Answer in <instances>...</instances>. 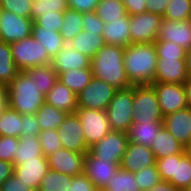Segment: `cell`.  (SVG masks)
Returning <instances> with one entry per match:
<instances>
[{
	"label": "cell",
	"mask_w": 191,
	"mask_h": 191,
	"mask_svg": "<svg viewBox=\"0 0 191 191\" xmlns=\"http://www.w3.org/2000/svg\"><path fill=\"white\" fill-rule=\"evenodd\" d=\"M157 53L154 43L134 44L125 47L124 68L131 85L154 83Z\"/></svg>",
	"instance_id": "6da1fadb"
},
{
	"label": "cell",
	"mask_w": 191,
	"mask_h": 191,
	"mask_svg": "<svg viewBox=\"0 0 191 191\" xmlns=\"http://www.w3.org/2000/svg\"><path fill=\"white\" fill-rule=\"evenodd\" d=\"M125 48L115 45H104L91 59L93 77L102 79L116 89L132 86L124 68Z\"/></svg>",
	"instance_id": "7a4b0ae2"
},
{
	"label": "cell",
	"mask_w": 191,
	"mask_h": 191,
	"mask_svg": "<svg viewBox=\"0 0 191 191\" xmlns=\"http://www.w3.org/2000/svg\"><path fill=\"white\" fill-rule=\"evenodd\" d=\"M5 89L7 105L22 115L35 114L45 102V96L25 71H19Z\"/></svg>",
	"instance_id": "3957f363"
},
{
	"label": "cell",
	"mask_w": 191,
	"mask_h": 191,
	"mask_svg": "<svg viewBox=\"0 0 191 191\" xmlns=\"http://www.w3.org/2000/svg\"><path fill=\"white\" fill-rule=\"evenodd\" d=\"M156 166L162 180L181 191L191 190V157L186 153L156 159Z\"/></svg>",
	"instance_id": "277c9868"
},
{
	"label": "cell",
	"mask_w": 191,
	"mask_h": 191,
	"mask_svg": "<svg viewBox=\"0 0 191 191\" xmlns=\"http://www.w3.org/2000/svg\"><path fill=\"white\" fill-rule=\"evenodd\" d=\"M106 112L111 131L127 133L133 123V85L117 89Z\"/></svg>",
	"instance_id": "5b68a950"
},
{
	"label": "cell",
	"mask_w": 191,
	"mask_h": 191,
	"mask_svg": "<svg viewBox=\"0 0 191 191\" xmlns=\"http://www.w3.org/2000/svg\"><path fill=\"white\" fill-rule=\"evenodd\" d=\"M133 123L163 122L157 95L151 85H133Z\"/></svg>",
	"instance_id": "8992f818"
},
{
	"label": "cell",
	"mask_w": 191,
	"mask_h": 191,
	"mask_svg": "<svg viewBox=\"0 0 191 191\" xmlns=\"http://www.w3.org/2000/svg\"><path fill=\"white\" fill-rule=\"evenodd\" d=\"M13 61L19 71L51 63L46 49L32 35L10 44Z\"/></svg>",
	"instance_id": "52a82bcc"
},
{
	"label": "cell",
	"mask_w": 191,
	"mask_h": 191,
	"mask_svg": "<svg viewBox=\"0 0 191 191\" xmlns=\"http://www.w3.org/2000/svg\"><path fill=\"white\" fill-rule=\"evenodd\" d=\"M129 143L125 132L110 131L100 141L89 148L87 155L120 165Z\"/></svg>",
	"instance_id": "ba28073f"
},
{
	"label": "cell",
	"mask_w": 191,
	"mask_h": 191,
	"mask_svg": "<svg viewBox=\"0 0 191 191\" xmlns=\"http://www.w3.org/2000/svg\"><path fill=\"white\" fill-rule=\"evenodd\" d=\"M75 113L83 126L89 148L111 131L106 110L77 108Z\"/></svg>",
	"instance_id": "9c48e42d"
},
{
	"label": "cell",
	"mask_w": 191,
	"mask_h": 191,
	"mask_svg": "<svg viewBox=\"0 0 191 191\" xmlns=\"http://www.w3.org/2000/svg\"><path fill=\"white\" fill-rule=\"evenodd\" d=\"M116 90L102 79L93 77L90 84L77 94V106L78 108L106 110Z\"/></svg>",
	"instance_id": "30bf717a"
},
{
	"label": "cell",
	"mask_w": 191,
	"mask_h": 191,
	"mask_svg": "<svg viewBox=\"0 0 191 191\" xmlns=\"http://www.w3.org/2000/svg\"><path fill=\"white\" fill-rule=\"evenodd\" d=\"M163 17L149 12L130 16L131 43H154L157 40Z\"/></svg>",
	"instance_id": "8fae6325"
},
{
	"label": "cell",
	"mask_w": 191,
	"mask_h": 191,
	"mask_svg": "<svg viewBox=\"0 0 191 191\" xmlns=\"http://www.w3.org/2000/svg\"><path fill=\"white\" fill-rule=\"evenodd\" d=\"M33 20L0 9L1 40L8 44L23 40L32 33Z\"/></svg>",
	"instance_id": "7c38bea8"
},
{
	"label": "cell",
	"mask_w": 191,
	"mask_h": 191,
	"mask_svg": "<svg viewBox=\"0 0 191 191\" xmlns=\"http://www.w3.org/2000/svg\"><path fill=\"white\" fill-rule=\"evenodd\" d=\"M163 116L188 107L183 84L152 83Z\"/></svg>",
	"instance_id": "4fadbf2b"
},
{
	"label": "cell",
	"mask_w": 191,
	"mask_h": 191,
	"mask_svg": "<svg viewBox=\"0 0 191 191\" xmlns=\"http://www.w3.org/2000/svg\"><path fill=\"white\" fill-rule=\"evenodd\" d=\"M63 148L85 155L89 151L84 129L76 113L67 114L64 122L57 129Z\"/></svg>",
	"instance_id": "5bb4252c"
},
{
	"label": "cell",
	"mask_w": 191,
	"mask_h": 191,
	"mask_svg": "<svg viewBox=\"0 0 191 191\" xmlns=\"http://www.w3.org/2000/svg\"><path fill=\"white\" fill-rule=\"evenodd\" d=\"M85 157L84 153L61 148L48 157L49 169L73 177L84 172Z\"/></svg>",
	"instance_id": "9a60e30c"
},
{
	"label": "cell",
	"mask_w": 191,
	"mask_h": 191,
	"mask_svg": "<svg viewBox=\"0 0 191 191\" xmlns=\"http://www.w3.org/2000/svg\"><path fill=\"white\" fill-rule=\"evenodd\" d=\"M156 41H170L188 51L191 49V19L175 21L163 18Z\"/></svg>",
	"instance_id": "2e32d148"
},
{
	"label": "cell",
	"mask_w": 191,
	"mask_h": 191,
	"mask_svg": "<svg viewBox=\"0 0 191 191\" xmlns=\"http://www.w3.org/2000/svg\"><path fill=\"white\" fill-rule=\"evenodd\" d=\"M120 165L115 162L105 161L86 154L84 162V174L94 184L97 190H103Z\"/></svg>",
	"instance_id": "e0dca14e"
},
{
	"label": "cell",
	"mask_w": 191,
	"mask_h": 191,
	"mask_svg": "<svg viewBox=\"0 0 191 191\" xmlns=\"http://www.w3.org/2000/svg\"><path fill=\"white\" fill-rule=\"evenodd\" d=\"M187 79L185 58H157L154 83L183 84Z\"/></svg>",
	"instance_id": "ac0fdd59"
},
{
	"label": "cell",
	"mask_w": 191,
	"mask_h": 191,
	"mask_svg": "<svg viewBox=\"0 0 191 191\" xmlns=\"http://www.w3.org/2000/svg\"><path fill=\"white\" fill-rule=\"evenodd\" d=\"M48 169V158L42 154L40 157H36V160L24 161L15 165L14 174L20 181L37 191Z\"/></svg>",
	"instance_id": "d6986e66"
},
{
	"label": "cell",
	"mask_w": 191,
	"mask_h": 191,
	"mask_svg": "<svg viewBox=\"0 0 191 191\" xmlns=\"http://www.w3.org/2000/svg\"><path fill=\"white\" fill-rule=\"evenodd\" d=\"M152 165H156V158L151 148L129 141L120 168L135 173Z\"/></svg>",
	"instance_id": "ffe728a7"
},
{
	"label": "cell",
	"mask_w": 191,
	"mask_h": 191,
	"mask_svg": "<svg viewBox=\"0 0 191 191\" xmlns=\"http://www.w3.org/2000/svg\"><path fill=\"white\" fill-rule=\"evenodd\" d=\"M163 125L184 146L191 141V108L186 107L163 118Z\"/></svg>",
	"instance_id": "44dd1931"
},
{
	"label": "cell",
	"mask_w": 191,
	"mask_h": 191,
	"mask_svg": "<svg viewBox=\"0 0 191 191\" xmlns=\"http://www.w3.org/2000/svg\"><path fill=\"white\" fill-rule=\"evenodd\" d=\"M51 65L58 74H61L68 70L91 69V59L66 44L51 60Z\"/></svg>",
	"instance_id": "7402d4cb"
},
{
	"label": "cell",
	"mask_w": 191,
	"mask_h": 191,
	"mask_svg": "<svg viewBox=\"0 0 191 191\" xmlns=\"http://www.w3.org/2000/svg\"><path fill=\"white\" fill-rule=\"evenodd\" d=\"M130 16L104 23V32L102 34L106 45H115L125 48L131 44L130 35Z\"/></svg>",
	"instance_id": "603a6c76"
},
{
	"label": "cell",
	"mask_w": 191,
	"mask_h": 191,
	"mask_svg": "<svg viewBox=\"0 0 191 191\" xmlns=\"http://www.w3.org/2000/svg\"><path fill=\"white\" fill-rule=\"evenodd\" d=\"M45 102L67 114L75 113L78 108L77 95L59 81L46 94Z\"/></svg>",
	"instance_id": "cb8c5ba5"
},
{
	"label": "cell",
	"mask_w": 191,
	"mask_h": 191,
	"mask_svg": "<svg viewBox=\"0 0 191 191\" xmlns=\"http://www.w3.org/2000/svg\"><path fill=\"white\" fill-rule=\"evenodd\" d=\"M150 148L156 159L185 153V146L182 145L164 126L157 133Z\"/></svg>",
	"instance_id": "d4e9b609"
},
{
	"label": "cell",
	"mask_w": 191,
	"mask_h": 191,
	"mask_svg": "<svg viewBox=\"0 0 191 191\" xmlns=\"http://www.w3.org/2000/svg\"><path fill=\"white\" fill-rule=\"evenodd\" d=\"M68 44L78 52L92 59L106 45L102 34L82 30Z\"/></svg>",
	"instance_id": "484cf974"
},
{
	"label": "cell",
	"mask_w": 191,
	"mask_h": 191,
	"mask_svg": "<svg viewBox=\"0 0 191 191\" xmlns=\"http://www.w3.org/2000/svg\"><path fill=\"white\" fill-rule=\"evenodd\" d=\"M163 126V122L132 123L127 132L128 139L130 142L150 148Z\"/></svg>",
	"instance_id": "4316f807"
},
{
	"label": "cell",
	"mask_w": 191,
	"mask_h": 191,
	"mask_svg": "<svg viewBox=\"0 0 191 191\" xmlns=\"http://www.w3.org/2000/svg\"><path fill=\"white\" fill-rule=\"evenodd\" d=\"M31 35L46 49L47 54L53 59L67 44L56 29H44L33 22Z\"/></svg>",
	"instance_id": "83f0119b"
},
{
	"label": "cell",
	"mask_w": 191,
	"mask_h": 191,
	"mask_svg": "<svg viewBox=\"0 0 191 191\" xmlns=\"http://www.w3.org/2000/svg\"><path fill=\"white\" fill-rule=\"evenodd\" d=\"M32 81H35L39 92L44 96L58 81V73L53 69L51 63L47 65L35 66L25 71Z\"/></svg>",
	"instance_id": "f1b7e54d"
},
{
	"label": "cell",
	"mask_w": 191,
	"mask_h": 191,
	"mask_svg": "<svg viewBox=\"0 0 191 191\" xmlns=\"http://www.w3.org/2000/svg\"><path fill=\"white\" fill-rule=\"evenodd\" d=\"M19 72L11 53L10 44L0 42V87L6 88Z\"/></svg>",
	"instance_id": "f546056e"
},
{
	"label": "cell",
	"mask_w": 191,
	"mask_h": 191,
	"mask_svg": "<svg viewBox=\"0 0 191 191\" xmlns=\"http://www.w3.org/2000/svg\"><path fill=\"white\" fill-rule=\"evenodd\" d=\"M92 79L93 73L91 69L85 68L68 70L64 73L58 74V81L66 85L76 95L88 86Z\"/></svg>",
	"instance_id": "4dcf8cb0"
},
{
	"label": "cell",
	"mask_w": 191,
	"mask_h": 191,
	"mask_svg": "<svg viewBox=\"0 0 191 191\" xmlns=\"http://www.w3.org/2000/svg\"><path fill=\"white\" fill-rule=\"evenodd\" d=\"M43 154L38 136H22L19 138V147L15 154L13 165H18L24 161L36 160Z\"/></svg>",
	"instance_id": "1f68e13d"
},
{
	"label": "cell",
	"mask_w": 191,
	"mask_h": 191,
	"mask_svg": "<svg viewBox=\"0 0 191 191\" xmlns=\"http://www.w3.org/2000/svg\"><path fill=\"white\" fill-rule=\"evenodd\" d=\"M41 131L57 130L64 122L67 113L44 102L40 109L35 113Z\"/></svg>",
	"instance_id": "d6a6232c"
},
{
	"label": "cell",
	"mask_w": 191,
	"mask_h": 191,
	"mask_svg": "<svg viewBox=\"0 0 191 191\" xmlns=\"http://www.w3.org/2000/svg\"><path fill=\"white\" fill-rule=\"evenodd\" d=\"M22 114L8 105L0 114V136L22 137Z\"/></svg>",
	"instance_id": "836d02e7"
},
{
	"label": "cell",
	"mask_w": 191,
	"mask_h": 191,
	"mask_svg": "<svg viewBox=\"0 0 191 191\" xmlns=\"http://www.w3.org/2000/svg\"><path fill=\"white\" fill-rule=\"evenodd\" d=\"M83 30V13L67 8L63 15V24L60 34L68 44L77 34Z\"/></svg>",
	"instance_id": "e575fe53"
},
{
	"label": "cell",
	"mask_w": 191,
	"mask_h": 191,
	"mask_svg": "<svg viewBox=\"0 0 191 191\" xmlns=\"http://www.w3.org/2000/svg\"><path fill=\"white\" fill-rule=\"evenodd\" d=\"M95 13L104 23L119 20L127 15L122 0H99Z\"/></svg>",
	"instance_id": "d590c367"
},
{
	"label": "cell",
	"mask_w": 191,
	"mask_h": 191,
	"mask_svg": "<svg viewBox=\"0 0 191 191\" xmlns=\"http://www.w3.org/2000/svg\"><path fill=\"white\" fill-rule=\"evenodd\" d=\"M134 173L119 168L117 172L111 176L104 191H141L139 186L134 182Z\"/></svg>",
	"instance_id": "8d00e7d4"
},
{
	"label": "cell",
	"mask_w": 191,
	"mask_h": 191,
	"mask_svg": "<svg viewBox=\"0 0 191 191\" xmlns=\"http://www.w3.org/2000/svg\"><path fill=\"white\" fill-rule=\"evenodd\" d=\"M71 180L72 177L69 175L48 169L37 191H66L71 184Z\"/></svg>",
	"instance_id": "74e56055"
},
{
	"label": "cell",
	"mask_w": 191,
	"mask_h": 191,
	"mask_svg": "<svg viewBox=\"0 0 191 191\" xmlns=\"http://www.w3.org/2000/svg\"><path fill=\"white\" fill-rule=\"evenodd\" d=\"M164 19L186 21L191 19V0H169Z\"/></svg>",
	"instance_id": "f35d334b"
},
{
	"label": "cell",
	"mask_w": 191,
	"mask_h": 191,
	"mask_svg": "<svg viewBox=\"0 0 191 191\" xmlns=\"http://www.w3.org/2000/svg\"><path fill=\"white\" fill-rule=\"evenodd\" d=\"M67 8V0H33L31 19L35 22L44 13L65 11Z\"/></svg>",
	"instance_id": "ab89813d"
},
{
	"label": "cell",
	"mask_w": 191,
	"mask_h": 191,
	"mask_svg": "<svg viewBox=\"0 0 191 191\" xmlns=\"http://www.w3.org/2000/svg\"><path fill=\"white\" fill-rule=\"evenodd\" d=\"M134 176V182L139 186L141 191H148L162 180L156 165L141 169L135 172Z\"/></svg>",
	"instance_id": "60d3db41"
},
{
	"label": "cell",
	"mask_w": 191,
	"mask_h": 191,
	"mask_svg": "<svg viewBox=\"0 0 191 191\" xmlns=\"http://www.w3.org/2000/svg\"><path fill=\"white\" fill-rule=\"evenodd\" d=\"M42 152L45 157H49L57 150L63 148L58 130L41 131L38 135Z\"/></svg>",
	"instance_id": "b9f144b4"
},
{
	"label": "cell",
	"mask_w": 191,
	"mask_h": 191,
	"mask_svg": "<svg viewBox=\"0 0 191 191\" xmlns=\"http://www.w3.org/2000/svg\"><path fill=\"white\" fill-rule=\"evenodd\" d=\"M158 58H185L186 50L170 41H155Z\"/></svg>",
	"instance_id": "7bdbcfd3"
},
{
	"label": "cell",
	"mask_w": 191,
	"mask_h": 191,
	"mask_svg": "<svg viewBox=\"0 0 191 191\" xmlns=\"http://www.w3.org/2000/svg\"><path fill=\"white\" fill-rule=\"evenodd\" d=\"M32 2L33 0H2L0 9L31 18Z\"/></svg>",
	"instance_id": "ee69618b"
},
{
	"label": "cell",
	"mask_w": 191,
	"mask_h": 191,
	"mask_svg": "<svg viewBox=\"0 0 191 191\" xmlns=\"http://www.w3.org/2000/svg\"><path fill=\"white\" fill-rule=\"evenodd\" d=\"M18 147V137L0 136V160L13 163Z\"/></svg>",
	"instance_id": "f6af8a7d"
},
{
	"label": "cell",
	"mask_w": 191,
	"mask_h": 191,
	"mask_svg": "<svg viewBox=\"0 0 191 191\" xmlns=\"http://www.w3.org/2000/svg\"><path fill=\"white\" fill-rule=\"evenodd\" d=\"M64 11L44 13L35 23L44 29H56L60 32L63 24Z\"/></svg>",
	"instance_id": "bcb514c9"
},
{
	"label": "cell",
	"mask_w": 191,
	"mask_h": 191,
	"mask_svg": "<svg viewBox=\"0 0 191 191\" xmlns=\"http://www.w3.org/2000/svg\"><path fill=\"white\" fill-rule=\"evenodd\" d=\"M22 136H38L41 132L36 114L22 115Z\"/></svg>",
	"instance_id": "7dc6e473"
},
{
	"label": "cell",
	"mask_w": 191,
	"mask_h": 191,
	"mask_svg": "<svg viewBox=\"0 0 191 191\" xmlns=\"http://www.w3.org/2000/svg\"><path fill=\"white\" fill-rule=\"evenodd\" d=\"M83 30L103 34L104 22L95 12L83 13Z\"/></svg>",
	"instance_id": "c3c4849f"
},
{
	"label": "cell",
	"mask_w": 191,
	"mask_h": 191,
	"mask_svg": "<svg viewBox=\"0 0 191 191\" xmlns=\"http://www.w3.org/2000/svg\"><path fill=\"white\" fill-rule=\"evenodd\" d=\"M66 191H97L94 184L82 173L72 177L71 184Z\"/></svg>",
	"instance_id": "681fc988"
},
{
	"label": "cell",
	"mask_w": 191,
	"mask_h": 191,
	"mask_svg": "<svg viewBox=\"0 0 191 191\" xmlns=\"http://www.w3.org/2000/svg\"><path fill=\"white\" fill-rule=\"evenodd\" d=\"M99 0H67V7L80 13L95 12Z\"/></svg>",
	"instance_id": "f907efd6"
},
{
	"label": "cell",
	"mask_w": 191,
	"mask_h": 191,
	"mask_svg": "<svg viewBox=\"0 0 191 191\" xmlns=\"http://www.w3.org/2000/svg\"><path fill=\"white\" fill-rule=\"evenodd\" d=\"M0 191H35L31 187L27 186L24 182L20 181L13 173L7 178L1 185Z\"/></svg>",
	"instance_id": "816d5d0a"
},
{
	"label": "cell",
	"mask_w": 191,
	"mask_h": 191,
	"mask_svg": "<svg viewBox=\"0 0 191 191\" xmlns=\"http://www.w3.org/2000/svg\"><path fill=\"white\" fill-rule=\"evenodd\" d=\"M129 16L146 12L145 0H122Z\"/></svg>",
	"instance_id": "f5cc1de1"
},
{
	"label": "cell",
	"mask_w": 191,
	"mask_h": 191,
	"mask_svg": "<svg viewBox=\"0 0 191 191\" xmlns=\"http://www.w3.org/2000/svg\"><path fill=\"white\" fill-rule=\"evenodd\" d=\"M146 12L164 16L169 0H145Z\"/></svg>",
	"instance_id": "db71d44e"
},
{
	"label": "cell",
	"mask_w": 191,
	"mask_h": 191,
	"mask_svg": "<svg viewBox=\"0 0 191 191\" xmlns=\"http://www.w3.org/2000/svg\"><path fill=\"white\" fill-rule=\"evenodd\" d=\"M14 173L13 163L0 160V185Z\"/></svg>",
	"instance_id": "11a10c76"
},
{
	"label": "cell",
	"mask_w": 191,
	"mask_h": 191,
	"mask_svg": "<svg viewBox=\"0 0 191 191\" xmlns=\"http://www.w3.org/2000/svg\"><path fill=\"white\" fill-rule=\"evenodd\" d=\"M148 191H181V190L175 187L173 184L161 180L159 183H157L154 187H152Z\"/></svg>",
	"instance_id": "9f6ffc18"
},
{
	"label": "cell",
	"mask_w": 191,
	"mask_h": 191,
	"mask_svg": "<svg viewBox=\"0 0 191 191\" xmlns=\"http://www.w3.org/2000/svg\"><path fill=\"white\" fill-rule=\"evenodd\" d=\"M185 94L187 98L188 107L191 108V78L188 79L183 83Z\"/></svg>",
	"instance_id": "6f0895ef"
},
{
	"label": "cell",
	"mask_w": 191,
	"mask_h": 191,
	"mask_svg": "<svg viewBox=\"0 0 191 191\" xmlns=\"http://www.w3.org/2000/svg\"><path fill=\"white\" fill-rule=\"evenodd\" d=\"M7 106V94L6 89L0 87V114L3 109Z\"/></svg>",
	"instance_id": "680465c9"
},
{
	"label": "cell",
	"mask_w": 191,
	"mask_h": 191,
	"mask_svg": "<svg viewBox=\"0 0 191 191\" xmlns=\"http://www.w3.org/2000/svg\"><path fill=\"white\" fill-rule=\"evenodd\" d=\"M185 62H186L187 75L188 77L191 78V49L186 51Z\"/></svg>",
	"instance_id": "91938a15"
},
{
	"label": "cell",
	"mask_w": 191,
	"mask_h": 191,
	"mask_svg": "<svg viewBox=\"0 0 191 191\" xmlns=\"http://www.w3.org/2000/svg\"><path fill=\"white\" fill-rule=\"evenodd\" d=\"M185 153L191 157V141L185 146Z\"/></svg>",
	"instance_id": "94428289"
}]
</instances>
